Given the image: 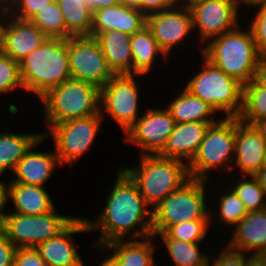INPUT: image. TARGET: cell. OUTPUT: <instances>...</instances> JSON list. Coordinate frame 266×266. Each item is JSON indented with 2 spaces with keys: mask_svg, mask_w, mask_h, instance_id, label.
<instances>
[{
  "mask_svg": "<svg viewBox=\"0 0 266 266\" xmlns=\"http://www.w3.org/2000/svg\"><path fill=\"white\" fill-rule=\"evenodd\" d=\"M5 1H6V2H5ZM11 1H12V0H0L1 3H2V2H3L4 4L6 3V5L3 4L4 7H3V6L1 7L2 4L0 3V9H1V8H5L6 6H8L9 3H10Z\"/></svg>",
  "mask_w": 266,
  "mask_h": 266,
  "instance_id": "cell-54",
  "label": "cell"
},
{
  "mask_svg": "<svg viewBox=\"0 0 266 266\" xmlns=\"http://www.w3.org/2000/svg\"><path fill=\"white\" fill-rule=\"evenodd\" d=\"M181 1L182 0H180V3H181ZM183 1H185V2H183L184 5L182 3L181 6H183V7H181V9L183 8V9L191 10L193 7H195L196 5L202 3L204 0H183ZM186 1H187V3H186ZM178 3H179V0H174V6L180 5V3L179 4Z\"/></svg>",
  "mask_w": 266,
  "mask_h": 266,
  "instance_id": "cell-49",
  "label": "cell"
},
{
  "mask_svg": "<svg viewBox=\"0 0 266 266\" xmlns=\"http://www.w3.org/2000/svg\"><path fill=\"white\" fill-rule=\"evenodd\" d=\"M70 36L90 35L93 12L83 0H56Z\"/></svg>",
  "mask_w": 266,
  "mask_h": 266,
  "instance_id": "cell-29",
  "label": "cell"
},
{
  "mask_svg": "<svg viewBox=\"0 0 266 266\" xmlns=\"http://www.w3.org/2000/svg\"><path fill=\"white\" fill-rule=\"evenodd\" d=\"M9 198L15 205L12 213L23 215H41L54 209L52 199L43 187L11 182Z\"/></svg>",
  "mask_w": 266,
  "mask_h": 266,
  "instance_id": "cell-24",
  "label": "cell"
},
{
  "mask_svg": "<svg viewBox=\"0 0 266 266\" xmlns=\"http://www.w3.org/2000/svg\"><path fill=\"white\" fill-rule=\"evenodd\" d=\"M203 59V70L192 77L185 89L216 111H224L226 117H238L243 107V84Z\"/></svg>",
  "mask_w": 266,
  "mask_h": 266,
  "instance_id": "cell-7",
  "label": "cell"
},
{
  "mask_svg": "<svg viewBox=\"0 0 266 266\" xmlns=\"http://www.w3.org/2000/svg\"><path fill=\"white\" fill-rule=\"evenodd\" d=\"M235 227L229 247L257 255L266 248V208L248 212Z\"/></svg>",
  "mask_w": 266,
  "mask_h": 266,
  "instance_id": "cell-22",
  "label": "cell"
},
{
  "mask_svg": "<svg viewBox=\"0 0 266 266\" xmlns=\"http://www.w3.org/2000/svg\"><path fill=\"white\" fill-rule=\"evenodd\" d=\"M107 198L101 215L95 221L86 220L89 230H100L98 246L123 240L133 230L130 237L153 236L152 211L148 209L137 184L123 169L118 170L114 188ZM139 223L141 227L135 230Z\"/></svg>",
  "mask_w": 266,
  "mask_h": 266,
  "instance_id": "cell-1",
  "label": "cell"
},
{
  "mask_svg": "<svg viewBox=\"0 0 266 266\" xmlns=\"http://www.w3.org/2000/svg\"><path fill=\"white\" fill-rule=\"evenodd\" d=\"M209 126L210 123L196 121L176 123L165 146L157 155L161 158L181 161L186 158V161L190 162L203 141Z\"/></svg>",
  "mask_w": 266,
  "mask_h": 266,
  "instance_id": "cell-19",
  "label": "cell"
},
{
  "mask_svg": "<svg viewBox=\"0 0 266 266\" xmlns=\"http://www.w3.org/2000/svg\"><path fill=\"white\" fill-rule=\"evenodd\" d=\"M175 124L167 109H149L126 131L125 138L143 150L141 155H156L165 146Z\"/></svg>",
  "mask_w": 266,
  "mask_h": 266,
  "instance_id": "cell-13",
  "label": "cell"
},
{
  "mask_svg": "<svg viewBox=\"0 0 266 266\" xmlns=\"http://www.w3.org/2000/svg\"><path fill=\"white\" fill-rule=\"evenodd\" d=\"M235 162L241 173L254 176L266 159V141L253 125L235 117Z\"/></svg>",
  "mask_w": 266,
  "mask_h": 266,
  "instance_id": "cell-16",
  "label": "cell"
},
{
  "mask_svg": "<svg viewBox=\"0 0 266 266\" xmlns=\"http://www.w3.org/2000/svg\"><path fill=\"white\" fill-rule=\"evenodd\" d=\"M237 1H238V3H240L242 1V2H244L247 5H254V6H257V7L259 5L266 4V0H237Z\"/></svg>",
  "mask_w": 266,
  "mask_h": 266,
  "instance_id": "cell-53",
  "label": "cell"
},
{
  "mask_svg": "<svg viewBox=\"0 0 266 266\" xmlns=\"http://www.w3.org/2000/svg\"><path fill=\"white\" fill-rule=\"evenodd\" d=\"M23 89L41 98L51 88L71 79L67 39L47 38L20 61Z\"/></svg>",
  "mask_w": 266,
  "mask_h": 266,
  "instance_id": "cell-2",
  "label": "cell"
},
{
  "mask_svg": "<svg viewBox=\"0 0 266 266\" xmlns=\"http://www.w3.org/2000/svg\"><path fill=\"white\" fill-rule=\"evenodd\" d=\"M76 218L52 211L41 215L10 213L0 224V230L17 248H36L63 232Z\"/></svg>",
  "mask_w": 266,
  "mask_h": 266,
  "instance_id": "cell-9",
  "label": "cell"
},
{
  "mask_svg": "<svg viewBox=\"0 0 266 266\" xmlns=\"http://www.w3.org/2000/svg\"><path fill=\"white\" fill-rule=\"evenodd\" d=\"M219 201L220 221L228 225L236 226L248 214L243 202L233 190L222 195Z\"/></svg>",
  "mask_w": 266,
  "mask_h": 266,
  "instance_id": "cell-36",
  "label": "cell"
},
{
  "mask_svg": "<svg viewBox=\"0 0 266 266\" xmlns=\"http://www.w3.org/2000/svg\"><path fill=\"white\" fill-rule=\"evenodd\" d=\"M253 80L266 89V56H260L258 59Z\"/></svg>",
  "mask_w": 266,
  "mask_h": 266,
  "instance_id": "cell-43",
  "label": "cell"
},
{
  "mask_svg": "<svg viewBox=\"0 0 266 266\" xmlns=\"http://www.w3.org/2000/svg\"><path fill=\"white\" fill-rule=\"evenodd\" d=\"M17 247L0 230V266H13Z\"/></svg>",
  "mask_w": 266,
  "mask_h": 266,
  "instance_id": "cell-41",
  "label": "cell"
},
{
  "mask_svg": "<svg viewBox=\"0 0 266 266\" xmlns=\"http://www.w3.org/2000/svg\"><path fill=\"white\" fill-rule=\"evenodd\" d=\"M246 260V266H266V261L257 254H251Z\"/></svg>",
  "mask_w": 266,
  "mask_h": 266,
  "instance_id": "cell-47",
  "label": "cell"
},
{
  "mask_svg": "<svg viewBox=\"0 0 266 266\" xmlns=\"http://www.w3.org/2000/svg\"><path fill=\"white\" fill-rule=\"evenodd\" d=\"M210 41L202 51L206 59L243 85L254 78L260 55L251 29L242 32L235 28Z\"/></svg>",
  "mask_w": 266,
  "mask_h": 266,
  "instance_id": "cell-3",
  "label": "cell"
},
{
  "mask_svg": "<svg viewBox=\"0 0 266 266\" xmlns=\"http://www.w3.org/2000/svg\"><path fill=\"white\" fill-rule=\"evenodd\" d=\"M13 266H47L36 248H17Z\"/></svg>",
  "mask_w": 266,
  "mask_h": 266,
  "instance_id": "cell-40",
  "label": "cell"
},
{
  "mask_svg": "<svg viewBox=\"0 0 266 266\" xmlns=\"http://www.w3.org/2000/svg\"><path fill=\"white\" fill-rule=\"evenodd\" d=\"M43 134H0V175L10 168L14 172L19 161Z\"/></svg>",
  "mask_w": 266,
  "mask_h": 266,
  "instance_id": "cell-28",
  "label": "cell"
},
{
  "mask_svg": "<svg viewBox=\"0 0 266 266\" xmlns=\"http://www.w3.org/2000/svg\"><path fill=\"white\" fill-rule=\"evenodd\" d=\"M95 38L103 51L108 66L115 75L132 74L131 35L112 30L99 33Z\"/></svg>",
  "mask_w": 266,
  "mask_h": 266,
  "instance_id": "cell-23",
  "label": "cell"
},
{
  "mask_svg": "<svg viewBox=\"0 0 266 266\" xmlns=\"http://www.w3.org/2000/svg\"><path fill=\"white\" fill-rule=\"evenodd\" d=\"M0 181V224L4 221L5 216L8 214L3 213V208L9 199V185Z\"/></svg>",
  "mask_w": 266,
  "mask_h": 266,
  "instance_id": "cell-44",
  "label": "cell"
},
{
  "mask_svg": "<svg viewBox=\"0 0 266 266\" xmlns=\"http://www.w3.org/2000/svg\"><path fill=\"white\" fill-rule=\"evenodd\" d=\"M174 7V0H141V12L146 16Z\"/></svg>",
  "mask_w": 266,
  "mask_h": 266,
  "instance_id": "cell-42",
  "label": "cell"
},
{
  "mask_svg": "<svg viewBox=\"0 0 266 266\" xmlns=\"http://www.w3.org/2000/svg\"><path fill=\"white\" fill-rule=\"evenodd\" d=\"M6 22L4 51L13 60L20 62L40 47L48 38L35 24L14 17Z\"/></svg>",
  "mask_w": 266,
  "mask_h": 266,
  "instance_id": "cell-20",
  "label": "cell"
},
{
  "mask_svg": "<svg viewBox=\"0 0 266 266\" xmlns=\"http://www.w3.org/2000/svg\"><path fill=\"white\" fill-rule=\"evenodd\" d=\"M234 146L235 117L225 116L222 120L210 124L194 157L187 162L190 178L207 180V171L217 166H225L224 170L230 171L232 166L228 163L231 155L234 157Z\"/></svg>",
  "mask_w": 266,
  "mask_h": 266,
  "instance_id": "cell-8",
  "label": "cell"
},
{
  "mask_svg": "<svg viewBox=\"0 0 266 266\" xmlns=\"http://www.w3.org/2000/svg\"><path fill=\"white\" fill-rule=\"evenodd\" d=\"M102 114L101 109L99 114L61 122L49 129L60 164L72 165L77 158L89 150L99 131L100 122L103 121Z\"/></svg>",
  "mask_w": 266,
  "mask_h": 266,
  "instance_id": "cell-11",
  "label": "cell"
},
{
  "mask_svg": "<svg viewBox=\"0 0 266 266\" xmlns=\"http://www.w3.org/2000/svg\"><path fill=\"white\" fill-rule=\"evenodd\" d=\"M210 220H192L170 226L163 233H156L155 237L160 234L162 238H173L186 242L199 243L207 233Z\"/></svg>",
  "mask_w": 266,
  "mask_h": 266,
  "instance_id": "cell-34",
  "label": "cell"
},
{
  "mask_svg": "<svg viewBox=\"0 0 266 266\" xmlns=\"http://www.w3.org/2000/svg\"><path fill=\"white\" fill-rule=\"evenodd\" d=\"M130 47L133 54L132 74L134 75H146L153 67L152 64L158 53L165 55L147 26L131 35Z\"/></svg>",
  "mask_w": 266,
  "mask_h": 266,
  "instance_id": "cell-27",
  "label": "cell"
},
{
  "mask_svg": "<svg viewBox=\"0 0 266 266\" xmlns=\"http://www.w3.org/2000/svg\"><path fill=\"white\" fill-rule=\"evenodd\" d=\"M17 87L23 89L20 62L5 53H0V94L11 92Z\"/></svg>",
  "mask_w": 266,
  "mask_h": 266,
  "instance_id": "cell-35",
  "label": "cell"
},
{
  "mask_svg": "<svg viewBox=\"0 0 266 266\" xmlns=\"http://www.w3.org/2000/svg\"><path fill=\"white\" fill-rule=\"evenodd\" d=\"M54 1L55 0H12L10 4L12 8L14 7L15 10L11 8L10 4L9 6L5 7L4 10L8 12L10 10L11 14H13L10 16L16 19L30 21L37 13L45 9L46 6L50 5Z\"/></svg>",
  "mask_w": 266,
  "mask_h": 266,
  "instance_id": "cell-37",
  "label": "cell"
},
{
  "mask_svg": "<svg viewBox=\"0 0 266 266\" xmlns=\"http://www.w3.org/2000/svg\"><path fill=\"white\" fill-rule=\"evenodd\" d=\"M155 236L146 237L143 241L116 240L105 245V249H114L111 253L122 266H154V245L151 242ZM151 238V239H150Z\"/></svg>",
  "mask_w": 266,
  "mask_h": 266,
  "instance_id": "cell-26",
  "label": "cell"
},
{
  "mask_svg": "<svg viewBox=\"0 0 266 266\" xmlns=\"http://www.w3.org/2000/svg\"><path fill=\"white\" fill-rule=\"evenodd\" d=\"M146 26V15L122 3L93 11L90 35L96 37L107 31H121L133 35Z\"/></svg>",
  "mask_w": 266,
  "mask_h": 266,
  "instance_id": "cell-18",
  "label": "cell"
},
{
  "mask_svg": "<svg viewBox=\"0 0 266 266\" xmlns=\"http://www.w3.org/2000/svg\"><path fill=\"white\" fill-rule=\"evenodd\" d=\"M166 109L170 112L175 123L196 121L214 124L218 121L208 118L216 110L202 99L188 92L185 88L178 97L169 103Z\"/></svg>",
  "mask_w": 266,
  "mask_h": 266,
  "instance_id": "cell-25",
  "label": "cell"
},
{
  "mask_svg": "<svg viewBox=\"0 0 266 266\" xmlns=\"http://www.w3.org/2000/svg\"><path fill=\"white\" fill-rule=\"evenodd\" d=\"M259 255L266 261V248Z\"/></svg>",
  "mask_w": 266,
  "mask_h": 266,
  "instance_id": "cell-55",
  "label": "cell"
},
{
  "mask_svg": "<svg viewBox=\"0 0 266 266\" xmlns=\"http://www.w3.org/2000/svg\"><path fill=\"white\" fill-rule=\"evenodd\" d=\"M0 12L2 14L4 12H7V13H4L3 15L1 14L0 18L5 17L4 16L5 14L6 15L9 14L8 11H6V10L4 11V8L0 9ZM5 30H6V22H4V19L2 18V20H0V53H3V51H4Z\"/></svg>",
  "mask_w": 266,
  "mask_h": 266,
  "instance_id": "cell-46",
  "label": "cell"
},
{
  "mask_svg": "<svg viewBox=\"0 0 266 266\" xmlns=\"http://www.w3.org/2000/svg\"><path fill=\"white\" fill-rule=\"evenodd\" d=\"M176 266H208V256L200 252L198 243L162 238Z\"/></svg>",
  "mask_w": 266,
  "mask_h": 266,
  "instance_id": "cell-31",
  "label": "cell"
},
{
  "mask_svg": "<svg viewBox=\"0 0 266 266\" xmlns=\"http://www.w3.org/2000/svg\"><path fill=\"white\" fill-rule=\"evenodd\" d=\"M49 134L44 133L43 136L25 153L24 157L17 164L14 174L16 178L12 182L23 183L25 185H33L43 187L51 176L52 172L60 165V161L55 152H33L32 148L36 147L40 142L48 138Z\"/></svg>",
  "mask_w": 266,
  "mask_h": 266,
  "instance_id": "cell-21",
  "label": "cell"
},
{
  "mask_svg": "<svg viewBox=\"0 0 266 266\" xmlns=\"http://www.w3.org/2000/svg\"><path fill=\"white\" fill-rule=\"evenodd\" d=\"M139 167L122 168L137 184L146 204L155 208L171 192L181 188L191 178L188 165L178 159L141 155Z\"/></svg>",
  "mask_w": 266,
  "mask_h": 266,
  "instance_id": "cell-4",
  "label": "cell"
},
{
  "mask_svg": "<svg viewBox=\"0 0 266 266\" xmlns=\"http://www.w3.org/2000/svg\"><path fill=\"white\" fill-rule=\"evenodd\" d=\"M146 26L166 57L193 29L192 15L190 10L175 6L146 16Z\"/></svg>",
  "mask_w": 266,
  "mask_h": 266,
  "instance_id": "cell-15",
  "label": "cell"
},
{
  "mask_svg": "<svg viewBox=\"0 0 266 266\" xmlns=\"http://www.w3.org/2000/svg\"><path fill=\"white\" fill-rule=\"evenodd\" d=\"M119 3L141 11V0H119Z\"/></svg>",
  "mask_w": 266,
  "mask_h": 266,
  "instance_id": "cell-51",
  "label": "cell"
},
{
  "mask_svg": "<svg viewBox=\"0 0 266 266\" xmlns=\"http://www.w3.org/2000/svg\"><path fill=\"white\" fill-rule=\"evenodd\" d=\"M30 21L48 38L67 39L64 17L56 0L37 13Z\"/></svg>",
  "mask_w": 266,
  "mask_h": 266,
  "instance_id": "cell-32",
  "label": "cell"
},
{
  "mask_svg": "<svg viewBox=\"0 0 266 266\" xmlns=\"http://www.w3.org/2000/svg\"><path fill=\"white\" fill-rule=\"evenodd\" d=\"M103 261L99 266H122L112 254Z\"/></svg>",
  "mask_w": 266,
  "mask_h": 266,
  "instance_id": "cell-52",
  "label": "cell"
},
{
  "mask_svg": "<svg viewBox=\"0 0 266 266\" xmlns=\"http://www.w3.org/2000/svg\"><path fill=\"white\" fill-rule=\"evenodd\" d=\"M239 120L253 125L256 121L266 119V89L253 79L243 85V107Z\"/></svg>",
  "mask_w": 266,
  "mask_h": 266,
  "instance_id": "cell-30",
  "label": "cell"
},
{
  "mask_svg": "<svg viewBox=\"0 0 266 266\" xmlns=\"http://www.w3.org/2000/svg\"><path fill=\"white\" fill-rule=\"evenodd\" d=\"M90 231L86 219H76L59 235L41 243L36 249L47 266H86L80 258L72 234Z\"/></svg>",
  "mask_w": 266,
  "mask_h": 266,
  "instance_id": "cell-17",
  "label": "cell"
},
{
  "mask_svg": "<svg viewBox=\"0 0 266 266\" xmlns=\"http://www.w3.org/2000/svg\"><path fill=\"white\" fill-rule=\"evenodd\" d=\"M205 183L206 180L191 178L152 209L153 236L165 232L175 224L192 220H210L213 217L205 206Z\"/></svg>",
  "mask_w": 266,
  "mask_h": 266,
  "instance_id": "cell-6",
  "label": "cell"
},
{
  "mask_svg": "<svg viewBox=\"0 0 266 266\" xmlns=\"http://www.w3.org/2000/svg\"><path fill=\"white\" fill-rule=\"evenodd\" d=\"M263 168H266V159H265V162H264V166H263Z\"/></svg>",
  "mask_w": 266,
  "mask_h": 266,
  "instance_id": "cell-56",
  "label": "cell"
},
{
  "mask_svg": "<svg viewBox=\"0 0 266 266\" xmlns=\"http://www.w3.org/2000/svg\"><path fill=\"white\" fill-rule=\"evenodd\" d=\"M254 177L258 181L259 185L262 187V189L266 193V168H261Z\"/></svg>",
  "mask_w": 266,
  "mask_h": 266,
  "instance_id": "cell-48",
  "label": "cell"
},
{
  "mask_svg": "<svg viewBox=\"0 0 266 266\" xmlns=\"http://www.w3.org/2000/svg\"><path fill=\"white\" fill-rule=\"evenodd\" d=\"M226 249V250H225ZM224 251H220V255L213 258L212 266H246L247 257L243 251L233 249L227 245L225 246ZM208 258V266L209 264Z\"/></svg>",
  "mask_w": 266,
  "mask_h": 266,
  "instance_id": "cell-39",
  "label": "cell"
},
{
  "mask_svg": "<svg viewBox=\"0 0 266 266\" xmlns=\"http://www.w3.org/2000/svg\"><path fill=\"white\" fill-rule=\"evenodd\" d=\"M41 99L45 106L44 119L49 129L61 122L101 112L100 88L75 79L66 80L51 88Z\"/></svg>",
  "mask_w": 266,
  "mask_h": 266,
  "instance_id": "cell-5",
  "label": "cell"
},
{
  "mask_svg": "<svg viewBox=\"0 0 266 266\" xmlns=\"http://www.w3.org/2000/svg\"><path fill=\"white\" fill-rule=\"evenodd\" d=\"M238 1L237 0H204L193 7V27L198 25L201 40H211L232 31L238 26Z\"/></svg>",
  "mask_w": 266,
  "mask_h": 266,
  "instance_id": "cell-14",
  "label": "cell"
},
{
  "mask_svg": "<svg viewBox=\"0 0 266 266\" xmlns=\"http://www.w3.org/2000/svg\"><path fill=\"white\" fill-rule=\"evenodd\" d=\"M253 126L266 141V119L256 121Z\"/></svg>",
  "mask_w": 266,
  "mask_h": 266,
  "instance_id": "cell-50",
  "label": "cell"
},
{
  "mask_svg": "<svg viewBox=\"0 0 266 266\" xmlns=\"http://www.w3.org/2000/svg\"><path fill=\"white\" fill-rule=\"evenodd\" d=\"M259 7L249 28L252 30L259 55L266 56V4L259 5Z\"/></svg>",
  "mask_w": 266,
  "mask_h": 266,
  "instance_id": "cell-38",
  "label": "cell"
},
{
  "mask_svg": "<svg viewBox=\"0 0 266 266\" xmlns=\"http://www.w3.org/2000/svg\"><path fill=\"white\" fill-rule=\"evenodd\" d=\"M137 86L134 74H121L114 75L100 89L104 112L119 124L124 133L140 118L137 115Z\"/></svg>",
  "mask_w": 266,
  "mask_h": 266,
  "instance_id": "cell-12",
  "label": "cell"
},
{
  "mask_svg": "<svg viewBox=\"0 0 266 266\" xmlns=\"http://www.w3.org/2000/svg\"><path fill=\"white\" fill-rule=\"evenodd\" d=\"M93 11L117 5L119 0H83Z\"/></svg>",
  "mask_w": 266,
  "mask_h": 266,
  "instance_id": "cell-45",
  "label": "cell"
},
{
  "mask_svg": "<svg viewBox=\"0 0 266 266\" xmlns=\"http://www.w3.org/2000/svg\"><path fill=\"white\" fill-rule=\"evenodd\" d=\"M67 50L71 79L88 82L101 89L115 75L95 37L70 36Z\"/></svg>",
  "mask_w": 266,
  "mask_h": 266,
  "instance_id": "cell-10",
  "label": "cell"
},
{
  "mask_svg": "<svg viewBox=\"0 0 266 266\" xmlns=\"http://www.w3.org/2000/svg\"><path fill=\"white\" fill-rule=\"evenodd\" d=\"M247 179L248 178H242L241 181L236 182L237 184H233L232 186L234 187H231V189L243 202L248 212L265 209V191L259 185L258 181L254 176H251L250 181Z\"/></svg>",
  "mask_w": 266,
  "mask_h": 266,
  "instance_id": "cell-33",
  "label": "cell"
}]
</instances>
